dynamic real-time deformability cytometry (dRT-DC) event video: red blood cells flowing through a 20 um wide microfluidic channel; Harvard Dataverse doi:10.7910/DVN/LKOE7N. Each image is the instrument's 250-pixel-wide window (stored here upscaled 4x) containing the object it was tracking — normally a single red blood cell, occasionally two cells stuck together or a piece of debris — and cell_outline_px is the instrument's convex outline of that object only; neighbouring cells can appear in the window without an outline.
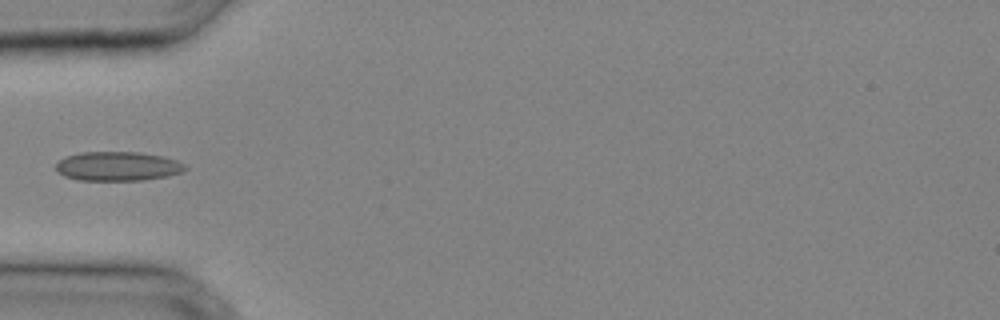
{"species": "common noctule bat (a hibernating species)", "species_latin": "Nyctalus noctula", "temperature_condition": "cold", "stored_images_in_passage": 32, "camera_frame_rate_fps": 3000, "um_per_image_px": 0.085, "animal": {"sex": "male", "body_mass_g": 20.4}, "frame": {"image": 1, "passage_image": 10, "time_ms": 3.0, "image_size_px": [1000, 320], "cell_outline_px": [[188, 168], [184, 172], [168, 176], [144, 180], [80, 180], [64, 176], [56, 172], [56, 164], [64, 156], [80, 152], [140, 152], [164, 156], [176, 160], [184, 164]], "centroid_in_image_um": [10.02, 14.13], "position_along_channel_um": 75.0, "area_um2": 22.25}}
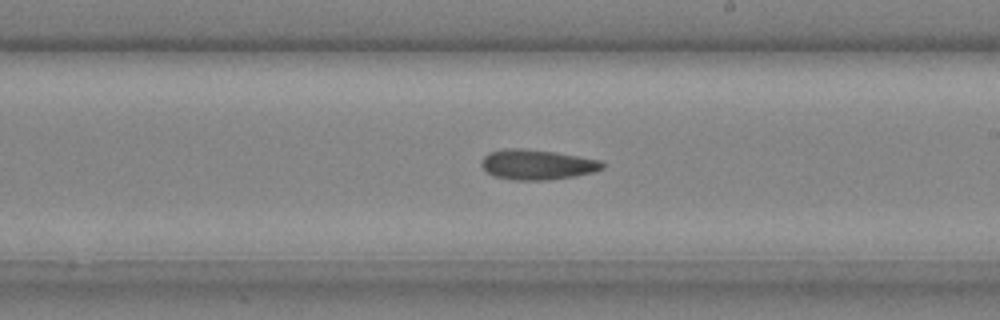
{"frame": {"image": 2, "passage_image": 19, "time_ms": 6.0, "image_size_px": [1000, 320], "cell_outline_px": [[604, 168], [592, 172], [572, 176], [548, 180], [512, 180], [492, 176], [480, 164], [480, 160], [488, 152], [504, 148], [524, 148], [556, 152], [600, 160], [604, 164]], "centroid_in_image_um": [45.6, 13.98], "position_along_channel_um": 243.4, "area_um2": 21.33}}
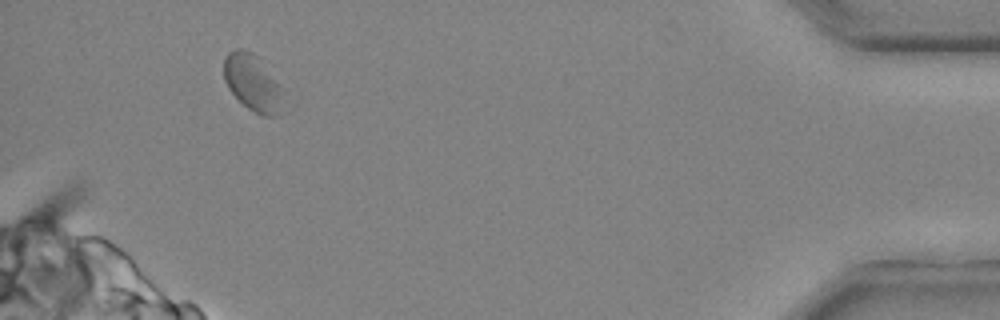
{"frame": {"image": 3, "passage_image": 31, "time_ms": 10.0, "image_size_px": [1000, 320], "cell_outline_px": [[284, 88], [272, 116], [264, 116], [248, 108], [228, 88], [224, 80], [224, 60], [228, 52], [236, 48], [240, 48], [252, 52], [256, 56]], "centroid_in_image_um": [21.4, 6.95], "position_along_channel_um": 413.8, "area_um2": 18.73}}